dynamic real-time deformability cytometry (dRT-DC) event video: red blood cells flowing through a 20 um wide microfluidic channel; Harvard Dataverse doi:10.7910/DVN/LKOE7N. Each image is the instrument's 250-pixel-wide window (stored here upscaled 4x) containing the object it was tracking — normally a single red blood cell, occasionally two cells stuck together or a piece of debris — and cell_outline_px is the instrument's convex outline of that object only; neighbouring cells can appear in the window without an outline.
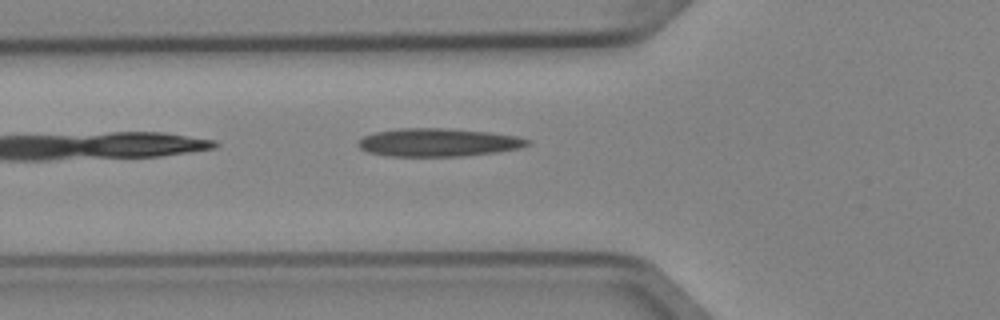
{"species": "Egyptian fruit bat (a non-hibernating species)", "species_latin": "Rousettus aegyptiacus", "temperature_condition": "cold", "stored_images_in_passage": 4, "camera_frame_rate_fps": 3000, "um_per_image_px": 0.085, "animal": {"sex": "female"}, "frame": {"image": 1, "passage_image": 4, "time_ms": 1.0, "image_size_px": [1000, 320], "cell_outline_px": [[532, 144], [520, 148], [496, 152], [464, 156], [388, 156], [368, 152], [360, 148], [356, 144], [364, 136], [376, 132], [400, 128], [448, 128], [492, 132], [516, 136], [532, 140]], "centroid_in_image_um": [37.3, 12.1], "position_along_channel_um": 88.5, "area_um2": 27.92}}